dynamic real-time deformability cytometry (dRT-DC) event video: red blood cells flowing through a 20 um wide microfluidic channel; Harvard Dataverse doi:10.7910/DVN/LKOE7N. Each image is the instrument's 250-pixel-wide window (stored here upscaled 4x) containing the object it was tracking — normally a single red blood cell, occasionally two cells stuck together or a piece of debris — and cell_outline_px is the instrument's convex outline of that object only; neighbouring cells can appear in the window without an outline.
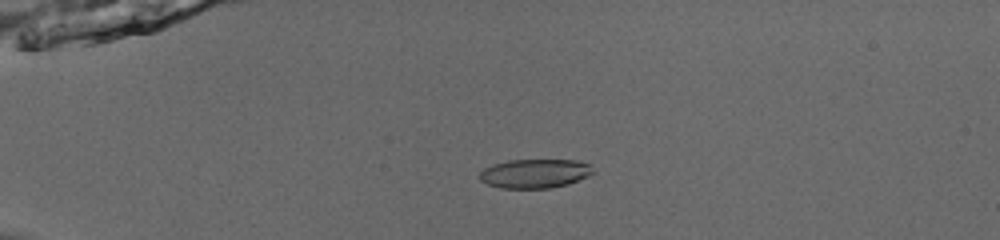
{"species": "common noctule bat (a hibernating species)", "species_latin": "Nyctalus noctula", "temperature_condition": "room temperature", "stored_images_in_passage": 51, "camera_frame_rate_fps": 3000, "um_per_image_px": 0.085, "animal": {"sex": "male", "body_mass_g": 13.0, "forearm_length_mm": 53.1}, "frame": {"image": 1, "passage_image": 12, "time_ms": 3.667, "image_size_px": [1000, 240], "cell_outline_px": [[596, 172], [588, 176], [568, 184], [548, 188], [500, 188], [488, 184], [480, 180], [480, 172], [484, 168], [492, 164], [508, 160], [576, 160], [592, 164]], "centroid_in_image_um": [45.5, 14.74], "position_along_channel_um": 39.5, "area_um2": 19.36}}
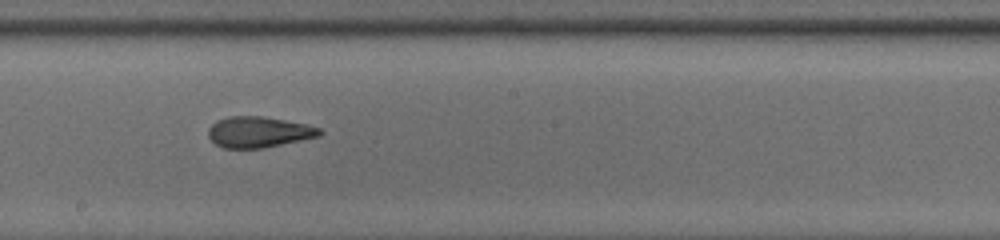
{"frame": {"image": 2, "passage_image": 30, "time_ms": 9.667, "image_size_px": [1000, 240], "cell_outline_px": [[324, 132], [320, 136], [264, 148], [220, 148], [208, 136], [208, 128], [216, 120], [228, 116], [260, 116], [284, 120], [304, 124], [320, 128]], "centroid_in_image_um": [21.96, 11.23], "position_along_channel_um": 226.2, "area_um2": 20.06}}
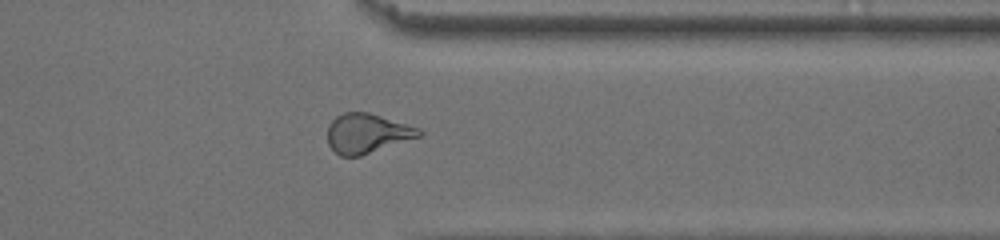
{"frame": {"image": 3, "passage_image": 42, "time_ms": 13.667, "image_size_px": [1000, 240], "cell_outline_px": [[424, 132], [420, 136], [360, 156], [340, 156], [328, 144], [328, 124], [336, 116], [344, 112], [368, 112], [408, 124], [420, 128]], "centroid_in_image_um": [31.2, 11.32], "position_along_channel_um": 380.2, "area_um2": 20.98}, "authors_computed_cell_mechanics": {"area_um2": 20.519, "velocity_mm_per_s": 3.8761, "shape_relaxation_time_tau1_ms": 3.9699, "shape_relaxation_time_tau2_ms": 1.8296, "deformation_change_tau1": 0.159, "deformation_change_tau2": 0.1033}}